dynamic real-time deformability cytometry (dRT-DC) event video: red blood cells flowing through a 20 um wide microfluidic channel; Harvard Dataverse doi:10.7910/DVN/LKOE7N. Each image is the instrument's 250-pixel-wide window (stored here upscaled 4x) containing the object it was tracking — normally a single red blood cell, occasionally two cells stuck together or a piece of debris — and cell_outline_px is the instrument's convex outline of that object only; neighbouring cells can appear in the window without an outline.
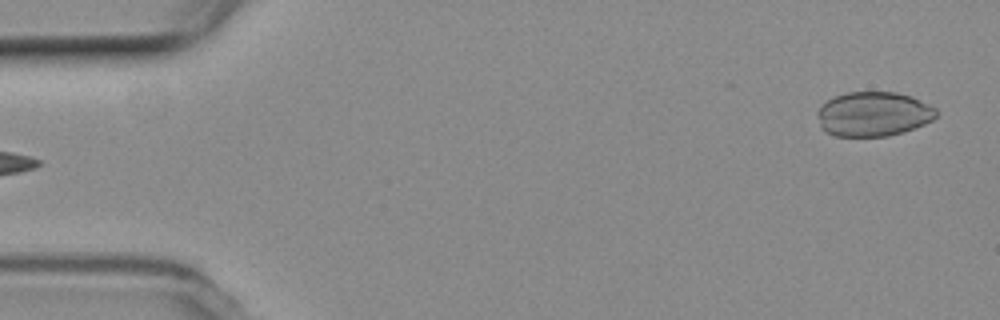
{"species": "common noctule bat (a hibernating species)", "species_latin": "Nyctalus noctula", "temperature_condition": "room temperature", "stored_images_in_passage": 4, "camera_frame_rate_fps": 3000, "um_per_image_px": 0.085, "animal": {"sex": "female", "body_mass_g": 19.3, "forearm_length_mm": 54.1}, "frame": {"image": 1, "passage_image": 1, "time_ms": 0.0, "image_size_px": [1000, 320], "cell_outline_px": [[936, 116], [932, 120], [924, 124], [888, 136], [836, 136], [824, 132], [820, 128], [816, 112], [820, 104], [836, 96], [848, 92], [896, 92], [912, 96], [936, 108]], "centroid_in_image_um": [74.19, 9.69], "position_along_channel_um": 10.8, "area_um2": 30.92}}